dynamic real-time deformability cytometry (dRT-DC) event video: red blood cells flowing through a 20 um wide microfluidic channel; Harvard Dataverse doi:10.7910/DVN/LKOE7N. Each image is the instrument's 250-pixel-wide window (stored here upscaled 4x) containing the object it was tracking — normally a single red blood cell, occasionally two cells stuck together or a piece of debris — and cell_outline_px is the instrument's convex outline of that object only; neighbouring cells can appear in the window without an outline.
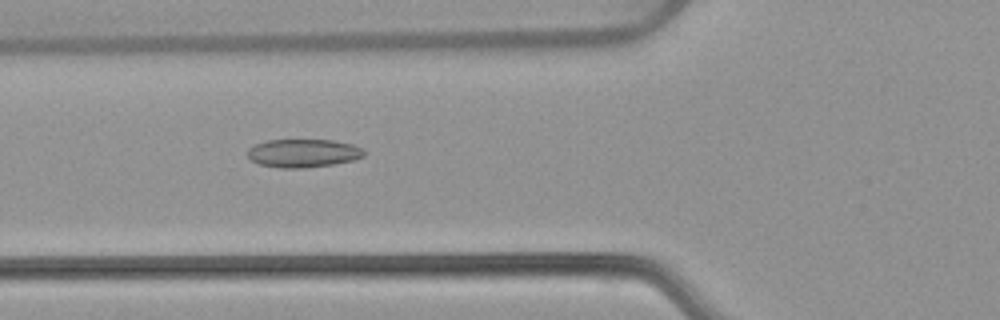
{"species": "common noctule bat (a hibernating species)", "species_latin": "Nyctalus noctula", "temperature_condition": "warm", "stored_images_in_passage": 53, "camera_frame_rate_fps": 3000, "um_per_image_px": 0.085, "animal": {"sex": "female", "body_mass_g": 22.7, "forearm_length_mm": 54.2}, "frame": {"image": 1, "passage_image": 20, "time_ms": 6.333, "image_size_px": [1000, 320], "cell_outline_px": [[364, 156], [352, 160], [332, 164], [304, 168], [280, 168], [260, 164], [252, 160], [248, 156], [248, 148], [256, 144], [268, 140], [332, 140], [352, 144], [360, 148], [364, 152]], "centroid_in_image_um": [25.75, 13.02], "position_along_channel_um": 100.0, "area_um2": 18.96}}
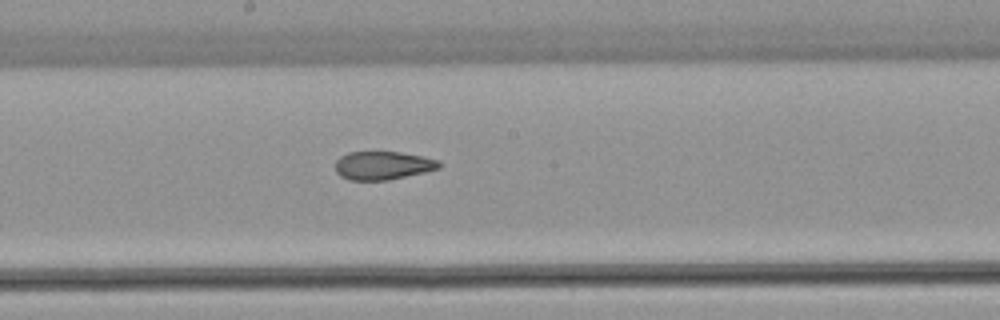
{"frame": {"image": 2, "passage_image": 29, "time_ms": 9.333, "image_size_px": [1000, 320], "cell_outline_px": [[440, 168], [424, 172], [388, 180], [348, 180], [340, 176], [336, 172], [336, 160], [340, 156], [348, 152], [400, 152], [440, 160]], "centroid_in_image_um": [32.52, 14.07], "position_along_channel_um": 215.7, "area_um2": 17.11}}
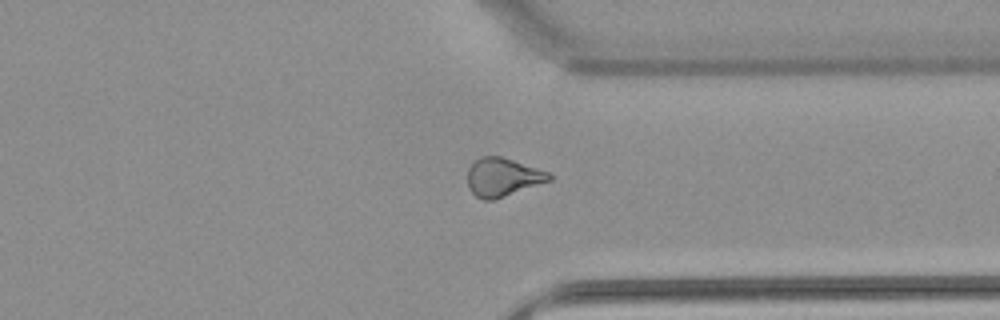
{"frame": {"image": 3, "passage_image": 41, "time_ms": 13.333, "image_size_px": [1000, 320], "cell_outline_px": [[552, 180], [496, 200], [484, 200], [476, 196], [468, 188], [468, 168], [480, 156], [500, 156], [548, 172], [552, 176]], "centroid_in_image_um": [42.72, 15.08], "position_along_channel_um": 368.7, "area_um2": 18.26}, "authors_computed_cell_mechanics": {"area_um2": 19.074, "velocity_mm_per_s": 3.8524, "shape_relaxation_time_tau1_ms": null, "shape_relaxation_time_tau2_ms": 2.8112, "deformation_change_tau1": null, "deformation_change_tau2": 0.0918}}